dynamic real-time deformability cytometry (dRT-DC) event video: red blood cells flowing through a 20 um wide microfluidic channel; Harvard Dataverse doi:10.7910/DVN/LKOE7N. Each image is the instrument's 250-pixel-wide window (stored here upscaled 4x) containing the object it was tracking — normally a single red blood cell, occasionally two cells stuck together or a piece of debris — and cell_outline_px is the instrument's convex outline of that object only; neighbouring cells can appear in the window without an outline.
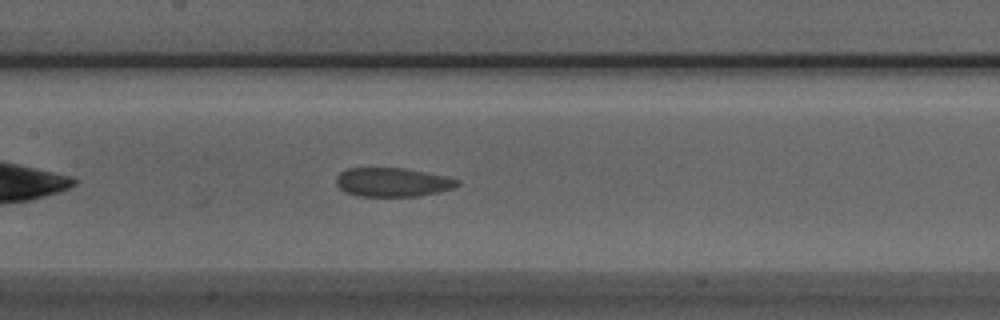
{"species": "Egyptian fruit bat (a non-hibernating species)", "species_latin": "Rousettus aegyptiacus", "temperature_condition": "room temperature", "stored_images_in_passage": 25, "camera_frame_rate_fps": 3000, "um_per_image_px": 0.085, "animal": {"sex": "male"}, "frame": {"image": 1, "passage_image": 12, "time_ms": 3.667, "image_size_px": [1000, 320], "cell_outline_px": [[460, 184], [456, 188], [440, 192], [420, 196], [356, 196], [344, 192], [336, 184], [336, 176], [340, 172], [348, 168], [404, 168], [448, 176], [460, 180]], "centroid_in_image_um": [33.4, 15.49], "position_along_channel_um": 174.0, "area_um2": 20.75}}
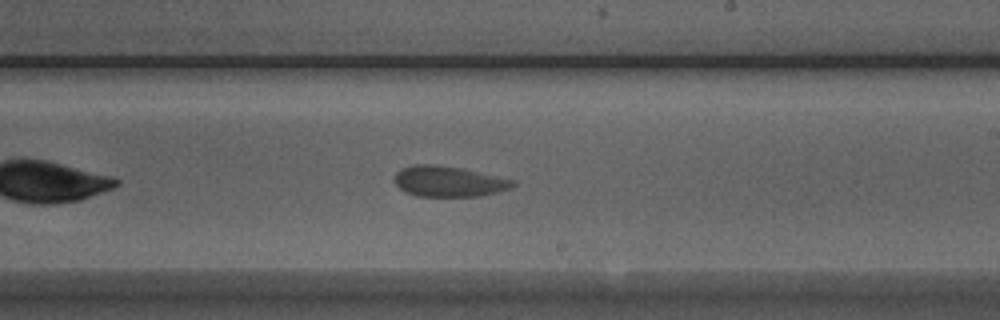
{"frame": {"image": 2, "passage_image": 18, "time_ms": 5.667, "image_size_px": [1000, 320], "cell_outline_px": [[516, 184], [512, 188], [480, 196], [416, 196], [404, 192], [396, 184], [396, 172], [400, 168], [412, 164], [436, 164], [464, 168], [516, 180]], "centroid_in_image_um": [38.16, 15.4], "position_along_channel_um": 250.8, "area_um2": 21.39}}
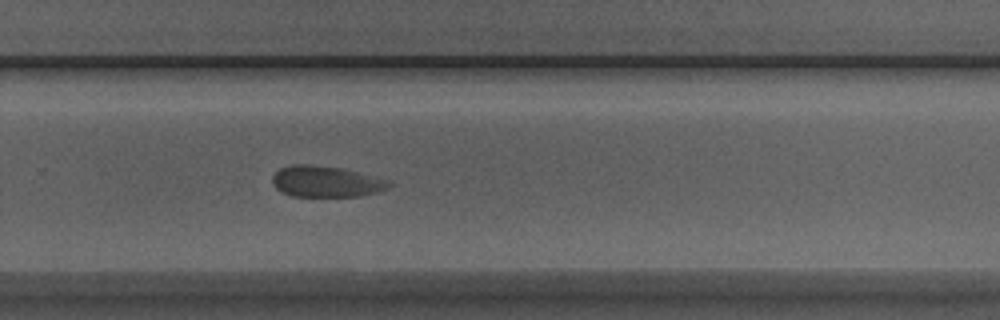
{"frame": {"image": 3, "passage_image": 22, "time_ms": 7.0, "image_size_px": [1000, 320], "cell_outline_px": [[392, 184], [388, 188], [376, 192], [360, 196], [292, 196], [280, 192], [272, 184], [272, 176], [280, 168], [292, 164], [308, 164], [344, 168], [392, 180]], "centroid_in_image_um": [27.73, 15.42], "position_along_channel_um": 302.1, "area_um2": 21.44}}